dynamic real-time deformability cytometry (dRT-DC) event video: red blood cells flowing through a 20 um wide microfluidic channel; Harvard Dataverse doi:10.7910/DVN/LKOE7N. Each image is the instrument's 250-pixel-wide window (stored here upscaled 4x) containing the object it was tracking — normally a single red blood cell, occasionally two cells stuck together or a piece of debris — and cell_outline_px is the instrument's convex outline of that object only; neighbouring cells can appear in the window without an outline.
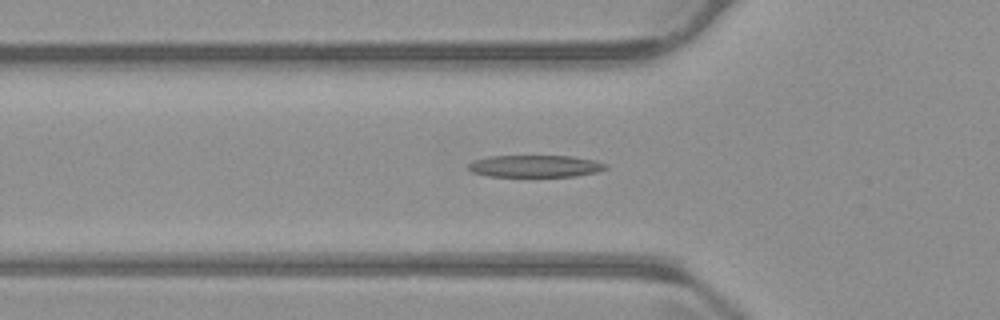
{"species": "common noctule bat (a hibernating species)", "species_latin": "Nyctalus noctula", "temperature_condition": "warm", "stored_images_in_passage": 56, "camera_frame_rate_fps": 3000, "um_per_image_px": 0.085, "animal": {"sex": "male", "body_mass_g": 23.1, "forearm_length_mm": 52.7}, "frame": {"image": 1, "passage_image": 18, "time_ms": 5.667, "image_size_px": [1000, 320], "cell_outline_px": [[608, 168], [596, 172], [572, 176], [488, 176], [472, 172], [468, 168], [468, 164], [472, 160], [488, 156], [572, 156], [596, 160], [608, 164]], "centroid_in_image_um": [45.49, 14.11], "position_along_channel_um": 80.3, "area_um2": 17.69}}
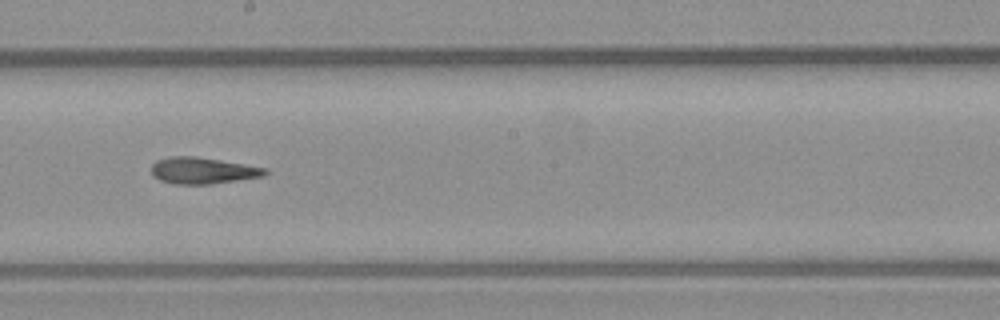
{"frame": {"image": 2, "passage_image": 30, "time_ms": 9.667, "image_size_px": [1000, 320], "cell_outline_px": [[268, 172], [264, 176], [212, 184], [176, 184], [160, 180], [152, 176], [152, 164], [156, 160], [168, 156], [196, 156], [268, 168]], "centroid_in_image_um": [17.22, 14.49], "position_along_channel_um": 231.0, "area_um2": 17.63}}
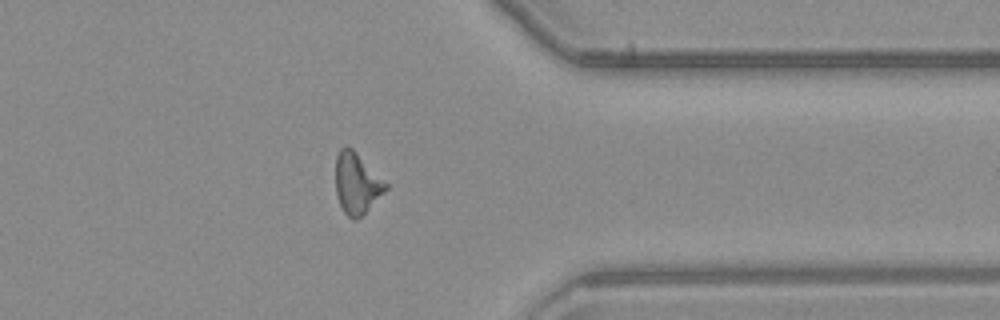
{"frame": {"image": 3, "passage_image": 43, "time_ms": 14.0, "image_size_px": [1000, 320], "cell_outline_px": [[388, 188], [356, 220], [352, 220], [344, 212], [340, 204], [336, 192], [336, 156], [340, 148], [344, 144], [348, 144], [388, 184]], "centroid_in_image_um": [30.3, 15.54], "position_along_channel_um": 381.1, "area_um2": 17.57}, "authors_computed_cell_mechanics": {"area_um2": 17.6868, "velocity_mm_per_s": 3.734, "shape_relaxation_time_tau1_ms": 4.9147, "shape_relaxation_time_tau2_ms": 4.6709, "deformation_change_tau1": 0.2, "deformation_change_tau2": 0.176}}